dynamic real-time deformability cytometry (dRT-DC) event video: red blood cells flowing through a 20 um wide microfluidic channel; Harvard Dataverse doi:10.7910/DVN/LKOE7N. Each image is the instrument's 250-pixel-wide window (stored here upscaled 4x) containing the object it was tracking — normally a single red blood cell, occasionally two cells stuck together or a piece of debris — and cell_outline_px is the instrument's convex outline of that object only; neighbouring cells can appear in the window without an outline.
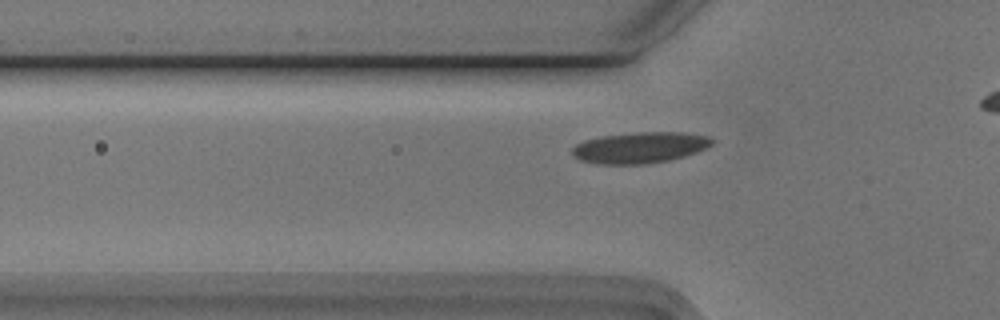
{"species": "Egyptian fruit bat (a non-hibernating species)", "species_latin": "Rousettus aegyptiacus", "temperature_condition": "cold", "stored_images_in_passage": 29, "camera_frame_rate_fps": 3000, "um_per_image_px": 0.085, "animal": {"sex": "male"}, "frame": {"image": 1, "passage_image": 2, "time_ms": 0.333, "image_size_px": [1000, 320], "cell_outline_px": [[716, 140], [712, 144], [696, 152], [684, 156], [668, 160], [644, 164], [596, 164], [580, 160], [572, 156], [572, 148], [576, 144], [584, 140], [600, 136], [640, 132], [684, 132], [708, 136]], "centroid_in_image_um": [54.37, 12.54], "position_along_channel_um": 71.4, "area_um2": 25.37}}
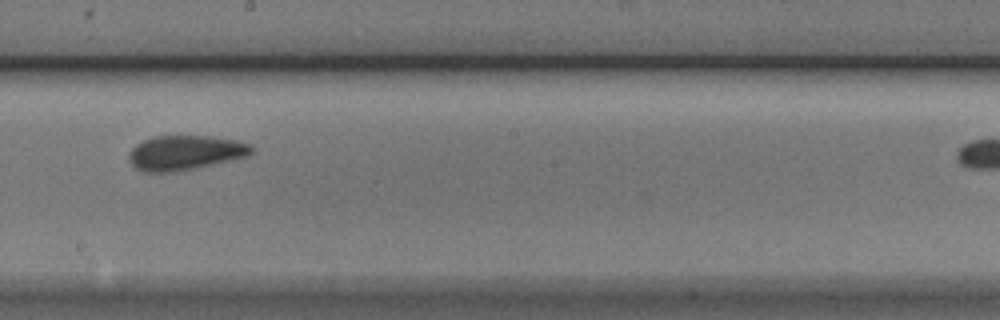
{"frame": {"image": 2, "passage_image": 15, "time_ms": 4.667, "image_size_px": [1000, 320], "cell_outline_px": [[256, 152], [248, 156], [196, 168], [172, 172], [144, 172], [136, 168], [128, 160], [128, 152], [136, 144], [144, 140], [156, 136], [208, 136], [236, 140], [252, 144]], "centroid_in_image_um": [15.76, 12.98], "position_along_channel_um": 232.4, "area_um2": 24.91}}
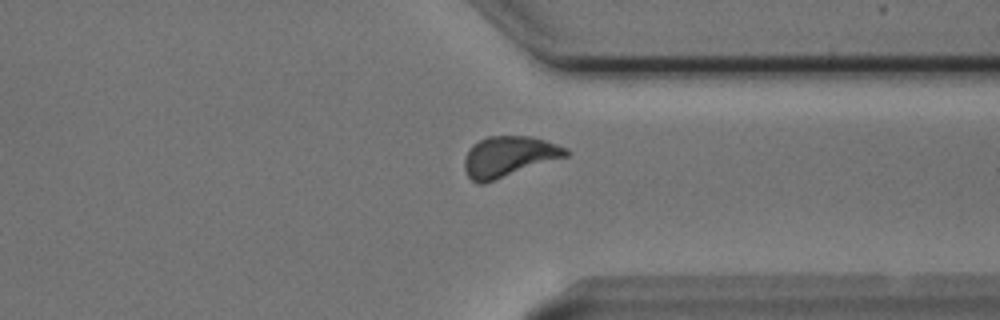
{"frame": {"image": 3, "passage_image": 26, "time_ms": 8.333, "image_size_px": [1000, 320], "cell_outline_px": [[568, 156], [484, 184], [476, 184], [468, 176], [464, 168], [464, 160], [468, 148], [472, 144], [488, 136], [532, 136], [568, 148]], "centroid_in_image_um": [43.22, 13.31], "position_along_channel_um": 368.2, "area_um2": 24.16}}